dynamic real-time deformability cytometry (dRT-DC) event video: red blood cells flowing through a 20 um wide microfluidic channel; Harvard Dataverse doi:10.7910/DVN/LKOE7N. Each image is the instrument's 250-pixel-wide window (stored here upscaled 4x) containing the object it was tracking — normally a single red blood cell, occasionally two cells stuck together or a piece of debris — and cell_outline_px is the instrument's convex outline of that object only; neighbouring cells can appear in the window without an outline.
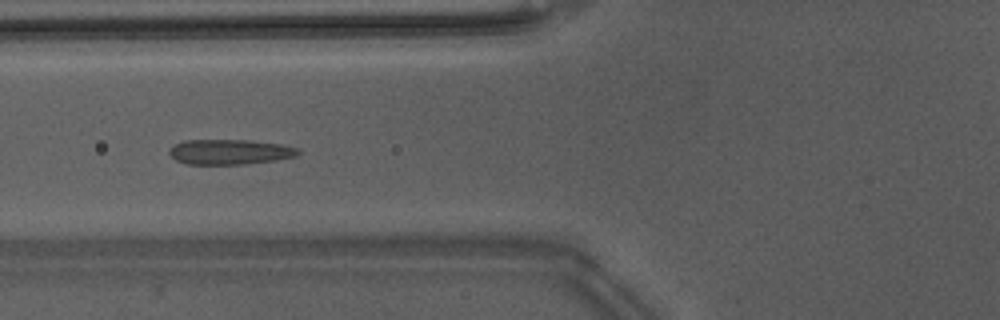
{"species": "Egyptian fruit bat (a non-hibernating species)", "species_latin": "Rousettus aegyptiacus", "temperature_condition": "warm", "stored_images_in_passage": 51, "camera_frame_rate_fps": 3000, "um_per_image_px": 0.085, "animal": {"sex": "male"}, "frame": {"image": 1, "passage_image": 22, "time_ms": 7.0, "image_size_px": [1000, 320], "cell_outline_px": [[300, 152], [296, 156], [276, 160], [244, 164], [188, 164], [176, 160], [168, 152], [176, 144], [184, 140], [252, 140], [280, 144], [300, 148]], "centroid_in_image_um": [19.57, 12.91], "position_along_channel_um": 106.2, "area_um2": 18.79}, "authors_computed_cell_mechanics": {"area_um2": 18.207, "velocity_mm_per_s": 4.2089, "shape_relaxation_time_tau1_ms": 7.642, "shape_relaxation_time_tau2_ms": 2.1629, "deformation_change_tau1": 0.1725, "deformation_change_tau2": 0.0917}}